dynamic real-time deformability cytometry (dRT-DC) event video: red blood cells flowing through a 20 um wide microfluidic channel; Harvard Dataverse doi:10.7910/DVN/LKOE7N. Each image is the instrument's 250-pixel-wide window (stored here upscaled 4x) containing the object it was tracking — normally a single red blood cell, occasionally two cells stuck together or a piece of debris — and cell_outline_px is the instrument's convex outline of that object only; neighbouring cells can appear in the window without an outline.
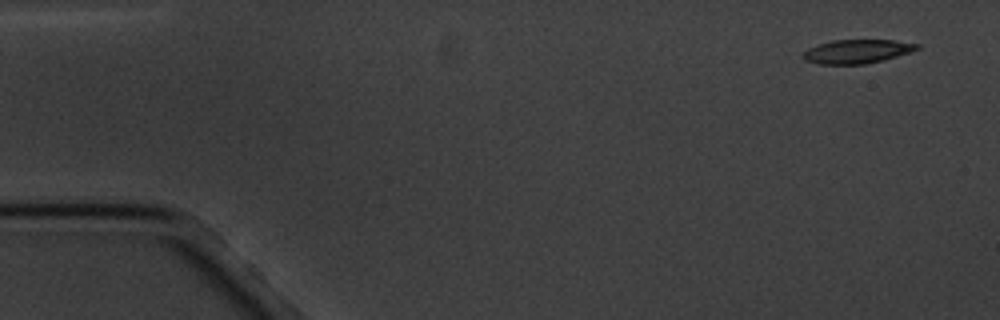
{"species": "common noctule bat (a hibernating species)", "species_latin": "Nyctalus noctula", "temperature_condition": "cold", "stored_images_in_passage": 4, "camera_frame_rate_fps": 3000, "um_per_image_px": 0.085, "animal": {"sex": "male", "body_mass_g": 20.1, "forearm_length_mm": 53.5}, "frame": {"image": 1, "passage_image": 1, "time_ms": 0.0, "image_size_px": [1000, 320], "cell_outline_px": [[920, 48], [884, 60], [864, 64], [820, 64], [804, 60], [800, 56], [808, 48], [816, 44], [832, 40], [892, 40], [920, 44]], "centroid_in_image_um": [72.79, 4.37], "position_along_channel_um": 12.2, "area_um2": 15.84}}